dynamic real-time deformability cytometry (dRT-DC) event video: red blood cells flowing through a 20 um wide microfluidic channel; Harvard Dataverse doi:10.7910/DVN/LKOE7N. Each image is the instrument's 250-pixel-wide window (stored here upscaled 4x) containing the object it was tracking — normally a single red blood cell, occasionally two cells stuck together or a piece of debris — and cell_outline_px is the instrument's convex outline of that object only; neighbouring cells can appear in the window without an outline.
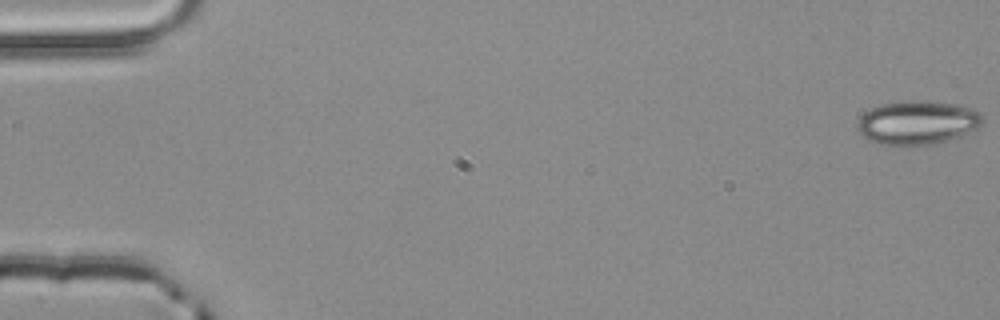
{"species": "common noctule bat (a hibernating species)", "species_latin": "Nyctalus noctula", "temperature_condition": "room temperature", "stored_images_in_passage": 4, "camera_frame_rate_fps": 3000, "um_per_image_px": 0.085, "animal": {"sex": "male", "body_mass_g": 20.4}, "frame": {"image": 1, "passage_image": 1, "time_ms": 0.0, "image_size_px": [1000, 320], "cell_outline_px": [[980, 124], [976, 128], [960, 136], [928, 144], [880, 144], [868, 140], [856, 128], [856, 124], [860, 116], [864, 112], [880, 104], [908, 100], [924, 100], [956, 104], [972, 108], [980, 112]], "centroid_in_image_um": [77.92, 10.39], "position_along_channel_um": 7.1, "area_um2": 31.5}}